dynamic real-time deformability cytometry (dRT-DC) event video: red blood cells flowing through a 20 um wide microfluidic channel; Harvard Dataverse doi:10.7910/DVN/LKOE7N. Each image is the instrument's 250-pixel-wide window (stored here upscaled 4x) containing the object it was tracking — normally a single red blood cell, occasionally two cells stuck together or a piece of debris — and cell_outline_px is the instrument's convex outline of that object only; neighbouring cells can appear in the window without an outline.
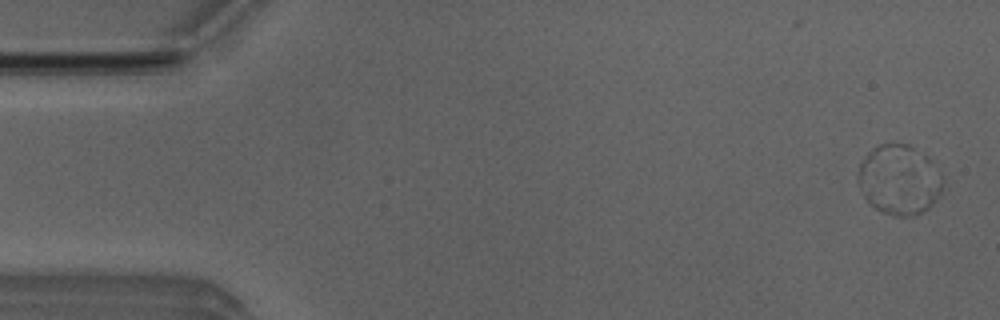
{"species": "Egyptian fruit bat (a non-hibernating species)", "species_latin": "Rousettus aegyptiacus", "temperature_condition": "room temperature", "stored_images_in_passage": 13, "segment_of_instrument_passage": [2, 2], "camera_frame_rate_fps": 3000, "um_per_image_px": 0.085, "animal": {"sex": "male"}, "frame": {"image": 1, "passage_image": 2, "time_ms": 0.333, "image_size_px": [1000, 320], "cell_outline_px": [[944, 180], [940, 192], [936, 200], [928, 208], [912, 216], [896, 216], [884, 212], [868, 204], [856, 180], [856, 176], [860, 164], [868, 152], [872, 148], [880, 144], [892, 140], [908, 144]], "centroid_in_image_um": [76.33, 15.29], "position_along_channel_um": 8.7, "area_um2": 33.87}}